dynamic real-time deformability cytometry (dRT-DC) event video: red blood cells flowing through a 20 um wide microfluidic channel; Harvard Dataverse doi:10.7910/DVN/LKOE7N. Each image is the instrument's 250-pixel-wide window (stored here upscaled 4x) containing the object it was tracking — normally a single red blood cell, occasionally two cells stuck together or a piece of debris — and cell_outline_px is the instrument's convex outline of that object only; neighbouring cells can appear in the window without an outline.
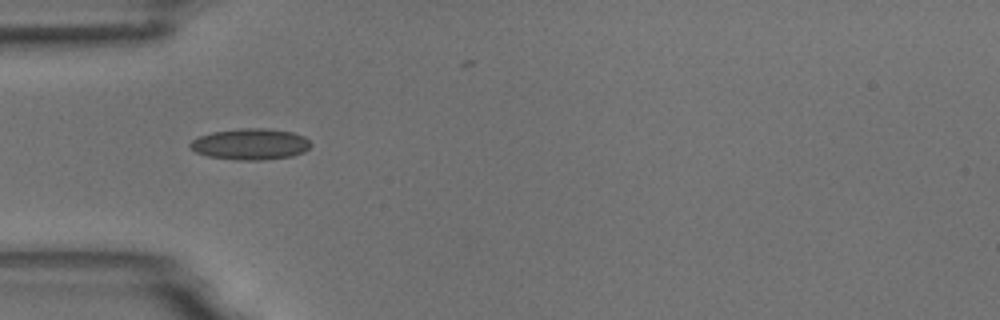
{"species": "common noctule bat (a hibernating species)", "species_latin": "Nyctalus noctula", "temperature_condition": "room temperature", "stored_images_in_passage": 2, "camera_frame_rate_fps": 3000, "um_per_image_px": 0.085, "animal": {"sex": "male", "body_mass_g": 18.8}, "frame": {"image": 1, "passage_image": 1, "time_ms": 0.0, "image_size_px": [1000, 320], "cell_outline_px": [[312, 144], [304, 152], [292, 156], [264, 160], [236, 160], [208, 156], [196, 152], [188, 144], [192, 140], [200, 136], [212, 132], [240, 128], [268, 128], [292, 132], [304, 136]], "centroid_in_image_um": [21.3, 12.25], "position_along_channel_um": 63.7, "area_um2": 21.96}}